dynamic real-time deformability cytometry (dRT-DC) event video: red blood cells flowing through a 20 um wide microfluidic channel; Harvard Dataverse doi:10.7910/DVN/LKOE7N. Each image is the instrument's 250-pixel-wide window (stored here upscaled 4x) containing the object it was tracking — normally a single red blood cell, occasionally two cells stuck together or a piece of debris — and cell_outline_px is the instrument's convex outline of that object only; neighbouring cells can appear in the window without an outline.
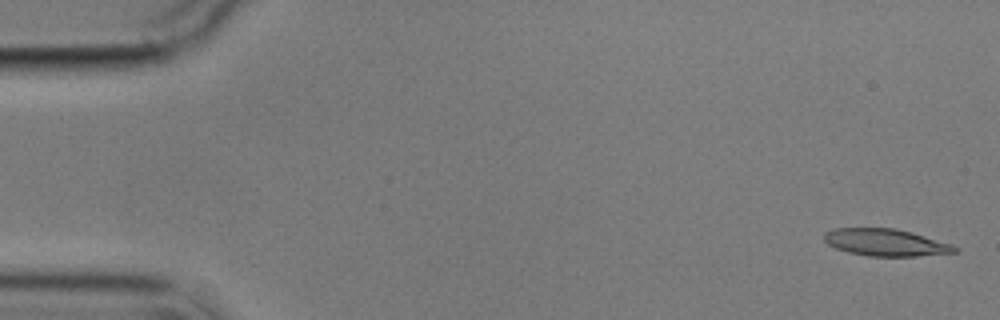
{"species": "common noctule bat (a hibernating species)", "species_latin": "Nyctalus noctula", "temperature_condition": "cold", "stored_images_in_passage": 5, "camera_frame_rate_fps": 3000, "um_per_image_px": 0.085, "animal": {"sex": "male", "body_mass_g": 17.9}, "frame": {"image": 1, "passage_image": 1, "time_ms": 0.0, "image_size_px": [1000, 320], "cell_outline_px": [[960, 252], [916, 256], [868, 256], [848, 252], [836, 248], [828, 244], [824, 240], [824, 232], [836, 228], [896, 228], [912, 232], [952, 244], [960, 248]], "centroid_in_image_um": [75.32, 20.61], "position_along_channel_um": 9.7, "area_um2": 20.75}}
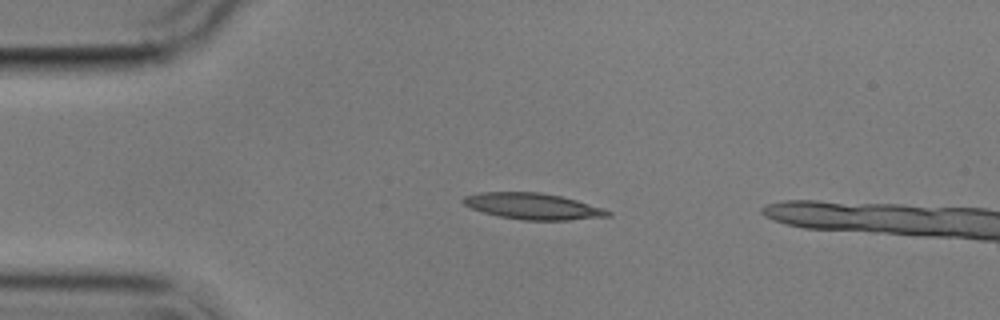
{"frame": {"image": 2, "passage_image": 4, "time_ms": 3.667, "image_size_px": [1000, 320], "cell_outline_px": [[612, 216], [568, 220], [524, 220], [500, 216], [484, 212], [472, 208], [464, 204], [460, 200], [464, 196], [480, 192], [540, 192], [560, 196], [576, 200], [604, 208], [612, 212]], "centroid_in_image_um": [45.32, 17.53], "position_along_channel_um": 39.7, "area_um2": 22.02}}